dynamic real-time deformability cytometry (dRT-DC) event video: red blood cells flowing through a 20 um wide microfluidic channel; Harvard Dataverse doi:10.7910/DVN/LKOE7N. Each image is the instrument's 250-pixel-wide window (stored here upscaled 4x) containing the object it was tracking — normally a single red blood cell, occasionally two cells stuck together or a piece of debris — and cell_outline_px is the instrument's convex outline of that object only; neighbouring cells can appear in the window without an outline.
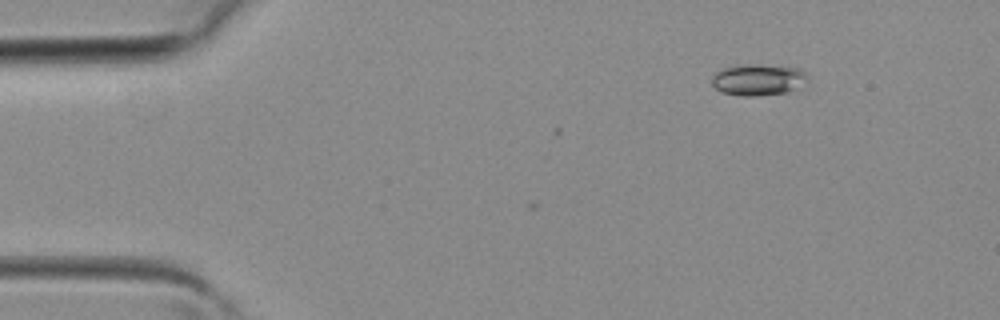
{"species": "common noctule bat (a hibernating species)", "species_latin": "Nyctalus noctula", "temperature_condition": "room temperature", "stored_images_in_passage": 3, "camera_frame_rate_fps": 3000, "um_per_image_px": 0.085, "animal": {"sex": "female", "body_mass_g": 19.3, "forearm_length_mm": 54.1}, "frame": {"image": 1, "passage_image": 3, "time_ms": 0.667, "image_size_px": [1000, 320], "cell_outline_px": [[808, 76], [788, 92], [760, 96], [744, 96], [720, 92], [712, 84], [712, 76], [720, 68], [736, 64], [760, 64], [800, 68]], "centroid_in_image_um": [64.34, 6.75], "position_along_channel_um": 20.7, "area_um2": 17.51}}